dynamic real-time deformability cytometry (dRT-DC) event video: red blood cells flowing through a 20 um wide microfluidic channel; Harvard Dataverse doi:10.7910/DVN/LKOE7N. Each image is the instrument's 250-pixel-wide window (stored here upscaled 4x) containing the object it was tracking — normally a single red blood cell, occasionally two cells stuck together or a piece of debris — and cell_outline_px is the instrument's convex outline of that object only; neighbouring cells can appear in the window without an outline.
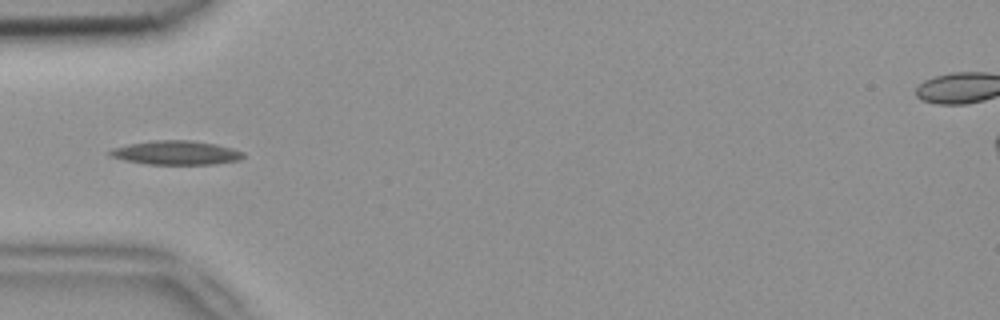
{"species": "common noctule bat (a hibernating species)", "species_latin": "Nyctalus noctula", "temperature_condition": "room temperature", "stored_images_in_passage": 7, "camera_frame_rate_fps": 3000, "um_per_image_px": 0.085, "animal": {"sex": "female", "body_mass_g": 18.4}, "frame": {"image": 1, "passage_image": 4, "time_ms": 1.0, "image_size_px": [1000, 320], "cell_outline_px": [[244, 156], [240, 160], [216, 164], [148, 164], [124, 160], [108, 156], [108, 152], [112, 148], [128, 144], [152, 140], [192, 140], [216, 144], [232, 148], [244, 152]], "centroid_in_image_um": [14.96, 12.98], "position_along_channel_um": 70.0, "area_um2": 18.79}}
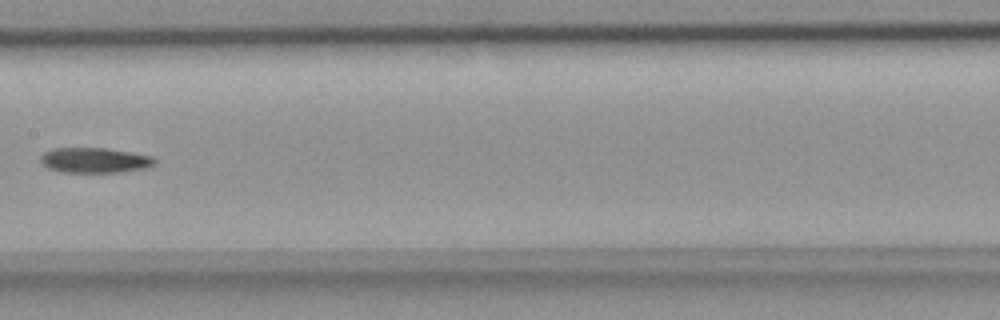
{"frame": {"image": 2, "passage_image": 7, "time_ms": 2.0, "image_size_px": [1000, 320], "cell_outline_px": [[156, 164], [144, 168], [120, 172], [60, 172], [48, 168], [40, 164], [40, 156], [44, 152], [52, 148], [108, 148], [152, 156], [156, 160]], "centroid_in_image_um": [8.01, 13.62], "position_along_channel_um": 199.4, "area_um2": 16.88}}